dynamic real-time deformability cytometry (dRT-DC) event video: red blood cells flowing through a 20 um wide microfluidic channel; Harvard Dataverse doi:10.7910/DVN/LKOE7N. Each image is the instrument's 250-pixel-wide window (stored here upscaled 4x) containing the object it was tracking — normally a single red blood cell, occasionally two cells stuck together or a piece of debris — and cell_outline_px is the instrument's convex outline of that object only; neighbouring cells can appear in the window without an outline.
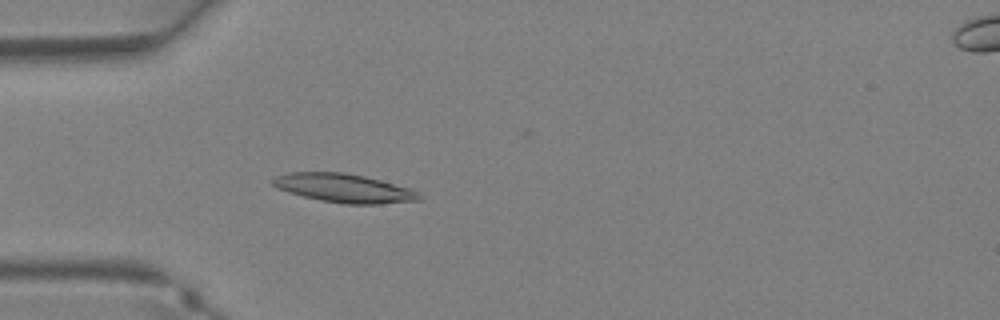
{"species": "Egyptian fruit bat (a non-hibernating species)", "species_latin": "Rousettus aegyptiacus", "temperature_condition": "warm", "stored_images_in_passage": 25, "camera_frame_rate_fps": 3000, "um_per_image_px": 0.085, "animal": {"sex": "female"}, "frame": {"image": 1, "passage_image": 3, "time_ms": 0.667, "image_size_px": [1000, 320], "cell_outline_px": [[420, 200], [380, 204], [344, 204], [320, 200], [288, 192], [276, 188], [268, 180], [276, 176], [288, 172], [344, 172], [364, 176], [412, 188], [420, 196]], "centroid_in_image_um": [29.19, 15.98], "position_along_channel_um": 55.8, "area_um2": 24.57}}
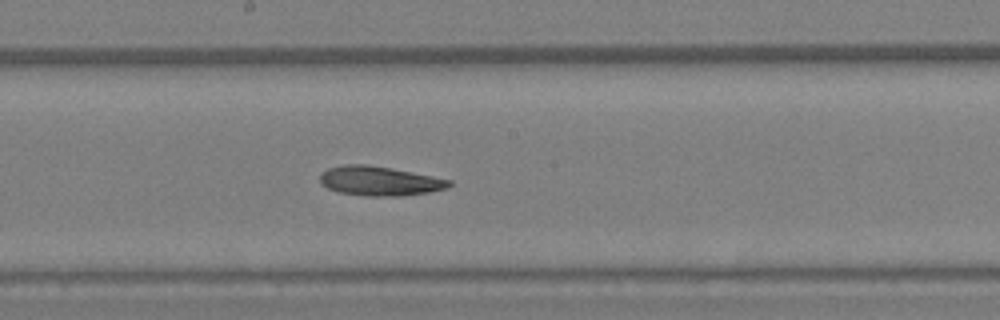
{"frame": {"image": 2, "passage_image": 12, "time_ms": 3.667, "image_size_px": [1000, 320], "cell_outline_px": [[452, 184], [448, 188], [428, 192], [400, 196], [368, 196], [340, 192], [328, 188], [320, 184], [320, 172], [328, 168], [344, 164], [368, 164], [392, 168], [452, 180]], "centroid_in_image_um": [32.25, 15.37], "position_along_channel_um": 216.0, "area_um2": 22.2}}
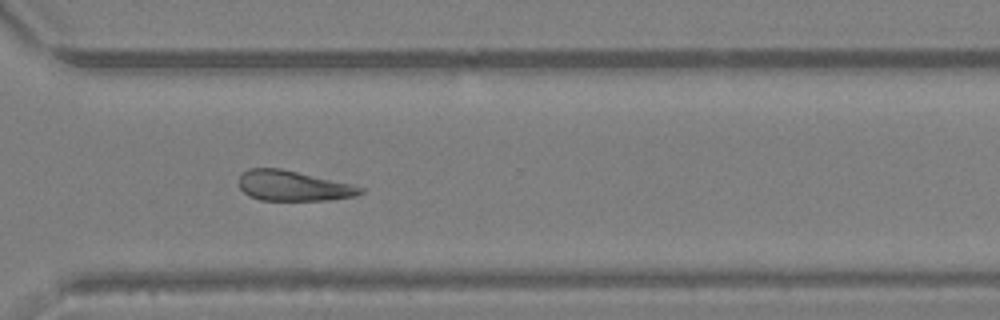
{"frame": {"image": 3, "passage_image": 19, "time_ms": 6.0, "image_size_px": [1000, 320], "cell_outline_px": [[364, 192], [356, 196], [328, 200], [260, 200], [248, 196], [240, 188], [240, 176], [248, 168], [280, 168], [348, 184], [364, 188]], "centroid_in_image_um": [24.89, 15.81], "position_along_channel_um": 345.7, "area_um2": 21.04}}